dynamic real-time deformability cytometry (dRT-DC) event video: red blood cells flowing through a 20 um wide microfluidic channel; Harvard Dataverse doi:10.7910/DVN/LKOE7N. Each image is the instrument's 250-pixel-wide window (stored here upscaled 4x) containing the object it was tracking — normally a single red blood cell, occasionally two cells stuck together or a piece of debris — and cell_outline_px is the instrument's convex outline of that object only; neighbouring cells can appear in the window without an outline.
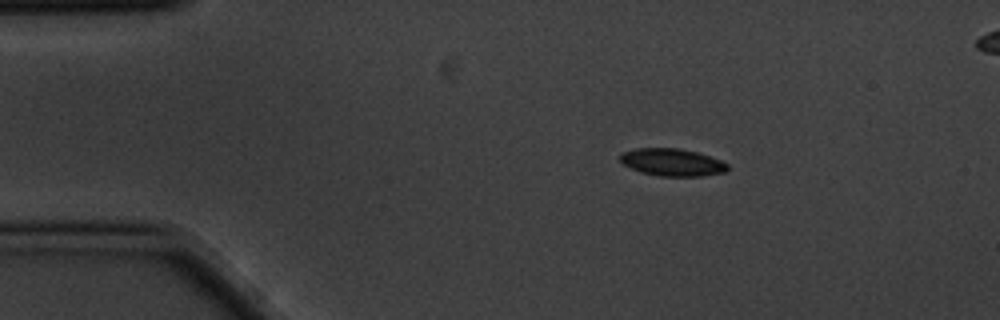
{"species": "common noctule bat (a hibernating species)", "species_latin": "Nyctalus noctula", "temperature_condition": "cold", "stored_images_in_passage": 5, "segment_of_instrument_passage": [1, 2], "camera_frame_rate_fps": 3000, "um_per_image_px": 0.085, "animal": {"sex": "male", "body_mass_g": 20.1, "forearm_length_mm": 53.5}, "frame": {"image": 1, "passage_image": 2, "time_ms": 0.333, "image_size_px": [1000, 320], "cell_outline_px": [[728, 168], [724, 172], [700, 176], [660, 176], [640, 172], [624, 164], [620, 160], [620, 152], [636, 148], [680, 148], [696, 152], [720, 160], [728, 164]], "centroid_in_image_um": [57.1, 13.79], "position_along_channel_um": 27.9, "area_um2": 17.05}}